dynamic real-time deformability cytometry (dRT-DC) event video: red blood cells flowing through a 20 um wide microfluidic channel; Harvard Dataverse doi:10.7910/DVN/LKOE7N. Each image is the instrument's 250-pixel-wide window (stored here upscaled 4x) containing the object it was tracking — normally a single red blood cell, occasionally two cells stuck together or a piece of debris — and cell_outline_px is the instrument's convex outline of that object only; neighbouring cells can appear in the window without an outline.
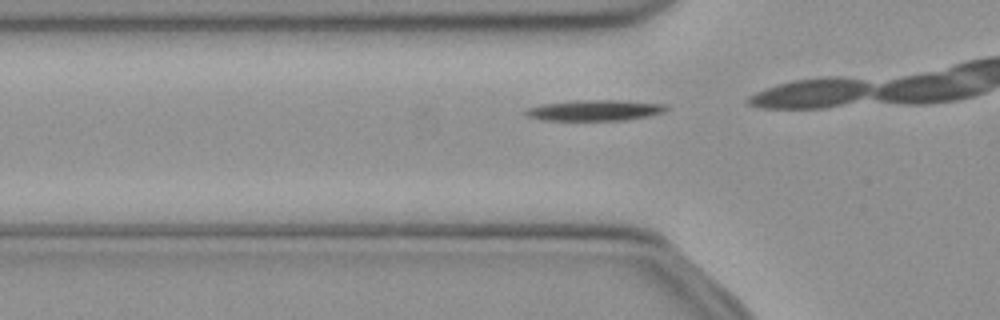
{"species": "common noctule bat (a hibernating species)", "species_latin": "Nyctalus noctula", "temperature_condition": "cold", "stored_images_in_passage": 33, "camera_frame_rate_fps": 3000, "um_per_image_px": 0.085, "animal": {"sex": "female", "body_mass_g": 21.9}, "frame": {"image": 1, "passage_image": 10, "time_ms": 3.0, "image_size_px": [1000, 320], "cell_outline_px": [[668, 108], [664, 112], [648, 116], [624, 120], [544, 120], [528, 116], [524, 112], [524, 108], [544, 104], [572, 100], [620, 100], [664, 104]], "centroid_in_image_um": [50.53, 9.37], "position_along_channel_um": 75.3, "area_um2": 16.99}}